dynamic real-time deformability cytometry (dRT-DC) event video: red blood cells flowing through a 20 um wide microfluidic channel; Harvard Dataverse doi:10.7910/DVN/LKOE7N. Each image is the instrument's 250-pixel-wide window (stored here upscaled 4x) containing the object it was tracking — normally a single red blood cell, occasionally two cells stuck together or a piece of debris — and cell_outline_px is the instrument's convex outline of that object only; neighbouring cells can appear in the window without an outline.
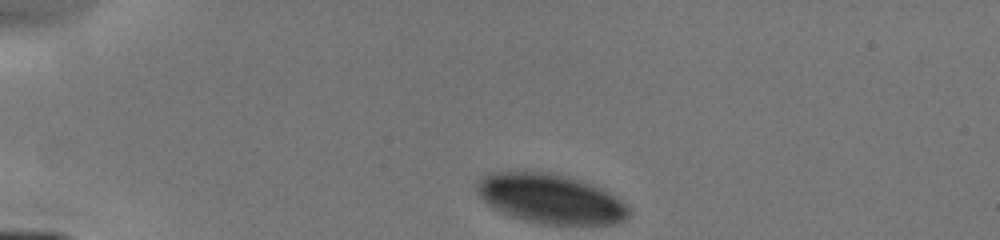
{"species": "human", "species_latin": "Homo sapiens", "temperature_condition": "cold", "stored_images_in_passage": 16, "camera_frame_rate_fps": 3000, "um_per_image_px": 0.085, "donor": {"sex": "male"}, "frame": {"image": 1, "passage_image": 1, "time_ms": 0.0, "image_size_px": [1000, 240], "cell_outline_px": [[632, 212], [624, 220], [616, 224], [536, 224], [500, 212], [488, 204], [476, 192], [476, 180], [488, 172], [544, 172], [568, 176], [580, 180], [600, 188], [616, 196]], "centroid_in_image_um": [46.76, 16.9], "position_along_channel_um": 38.2, "area_um2": 43.87}}
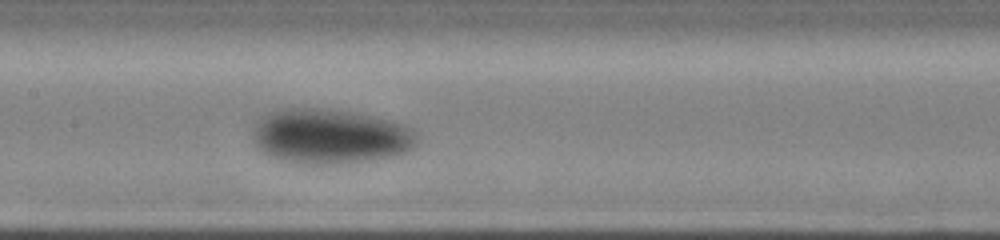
{"frame": {"image": 2, "passage_image": 10, "time_ms": 4.667, "image_size_px": [1000, 240], "cell_outline_px": [[416, 144], [412, 148], [400, 156], [344, 164], [304, 164], [280, 160], [264, 152], [256, 144], [256, 120], [260, 116], [268, 112], [280, 108], [328, 108], [352, 112], [372, 116], [404, 124], [412, 128], [416, 132]], "centroid_in_image_um": [28.11, 11.59], "position_along_channel_um": 179.3, "area_um2": 52.89}}
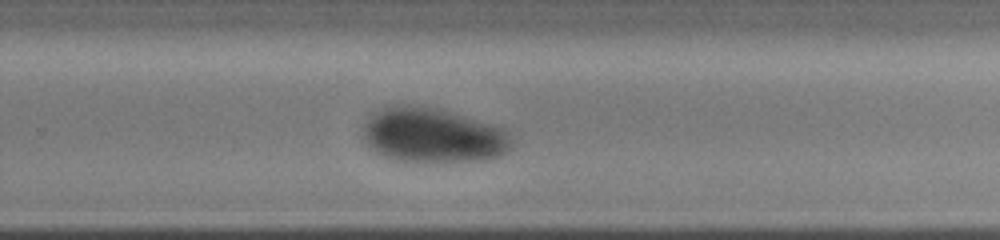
{"frame": {"image": 3, "passage_image": 16, "time_ms": 7.333, "image_size_px": [1000, 240], "cell_outline_px": [[512, 148], [488, 160], [404, 160], [384, 156], [376, 152], [364, 140], [364, 124], [368, 116], [372, 112], [384, 104], [408, 104], [432, 108], [448, 112], [504, 128], [508, 132], [512, 140]], "centroid_in_image_um": [36.74, 11.46], "position_along_channel_um": 293.1, "area_um2": 46.7}}